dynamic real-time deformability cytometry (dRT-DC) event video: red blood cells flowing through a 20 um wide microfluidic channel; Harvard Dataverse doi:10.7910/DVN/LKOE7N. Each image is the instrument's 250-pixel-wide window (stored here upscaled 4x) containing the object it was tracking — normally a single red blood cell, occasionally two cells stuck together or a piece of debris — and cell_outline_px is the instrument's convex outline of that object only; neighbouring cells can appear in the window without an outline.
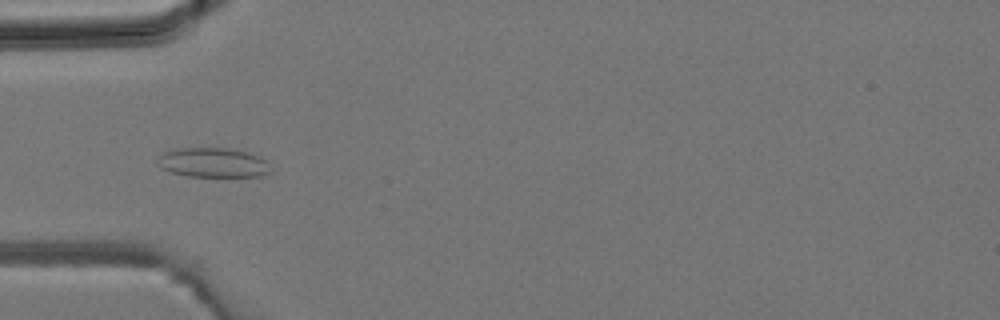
{"species": "common noctule bat (a hibernating species)", "species_latin": "Nyctalus noctula", "temperature_condition": "room temperature", "stored_images_in_passage": 32, "camera_frame_rate_fps": 3000, "um_per_image_px": 0.085, "animal": {"sex": "male", "body_mass_g": 19.2, "forearm_length_mm": 51.8}, "frame": {"image": 1, "passage_image": 3, "time_ms": 0.667, "image_size_px": [1000, 320], "cell_outline_px": [[272, 172], [260, 176], [188, 176], [172, 172], [160, 168], [156, 164], [156, 156], [172, 148], [228, 148], [248, 152], [260, 156], [264, 160]], "centroid_in_image_um": [18.04, 13.81], "position_along_channel_um": 67.0, "area_um2": 19.65}}
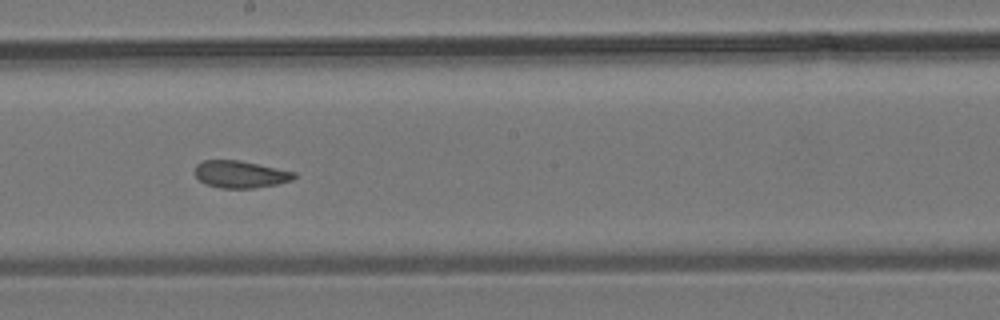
{"frame": {"image": 2, "passage_image": 13, "time_ms": 4.0, "image_size_px": [1000, 320], "cell_outline_px": [[296, 176], [292, 180], [276, 184], [252, 188], [220, 188], [208, 184], [200, 180], [196, 176], [196, 164], [204, 160], [240, 160], [296, 172]], "centroid_in_image_um": [20.45, 14.8], "position_along_channel_um": 227.8, "area_um2": 15.55}}
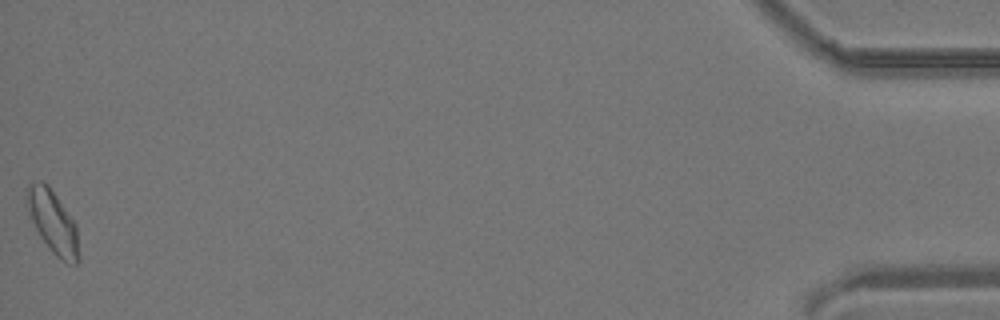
{"frame": {"image": 3, "passage_image": 32, "time_ms": 10.333, "image_size_px": [1000, 320], "cell_outline_px": [[80, 260], [76, 264], [68, 264], [60, 260], [52, 252], [40, 236], [28, 212], [24, 200], [28, 184], [36, 180], [44, 180], [48, 184], [76, 224], [80, 256]], "centroid_in_image_um": [4.48, 18.85], "position_along_channel_um": 430.7, "area_um2": 19.36}}